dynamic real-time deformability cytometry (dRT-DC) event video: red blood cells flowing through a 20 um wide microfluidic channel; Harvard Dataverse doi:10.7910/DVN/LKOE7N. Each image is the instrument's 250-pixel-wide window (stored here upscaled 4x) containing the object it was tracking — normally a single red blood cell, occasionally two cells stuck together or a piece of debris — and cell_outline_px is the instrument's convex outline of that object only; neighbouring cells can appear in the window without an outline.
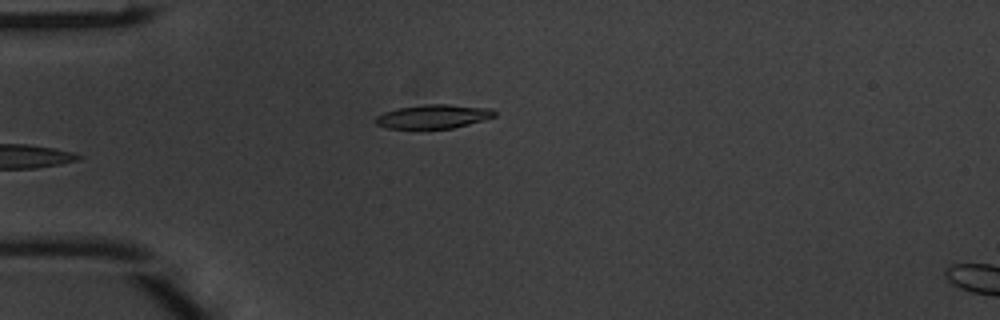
{"species": "common noctule bat (a hibernating species)", "species_latin": "Nyctalus noctula", "temperature_condition": "warm", "stored_images_in_passage": 5, "camera_frame_rate_fps": 3000, "um_per_image_px": 0.085, "animal": {"sex": "male", "body_mass_g": 20.1, "forearm_length_mm": 53.5}, "frame": {"image": 1, "passage_image": 5, "time_ms": 1.333, "image_size_px": [1000, 320], "cell_outline_px": [[496, 116], [468, 124], [452, 128], [388, 128], [376, 124], [376, 116], [384, 112], [396, 108], [424, 104], [448, 104], [492, 108], [496, 112]], "centroid_in_image_um": [36.84, 9.88], "position_along_channel_um": 48.2, "area_um2": 16.47}}